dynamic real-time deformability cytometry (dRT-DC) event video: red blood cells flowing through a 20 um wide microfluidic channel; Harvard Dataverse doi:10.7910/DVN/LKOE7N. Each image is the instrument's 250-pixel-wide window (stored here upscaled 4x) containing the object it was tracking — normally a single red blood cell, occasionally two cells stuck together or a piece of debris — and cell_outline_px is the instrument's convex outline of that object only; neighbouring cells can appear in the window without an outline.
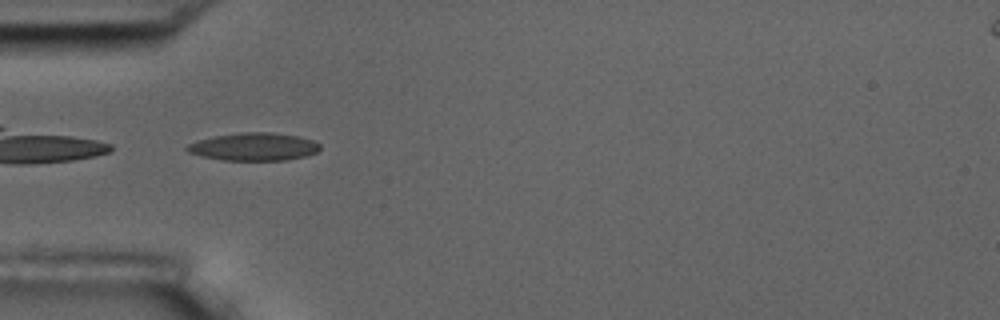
{"species": "common noctule bat (a hibernating species)", "species_latin": "Nyctalus noctula", "temperature_condition": "room temperature", "stored_images_in_passage": 2, "camera_frame_rate_fps": 3000, "um_per_image_px": 0.085, "animal": {"sex": "male", "body_mass_g": 17.5, "forearm_length_mm": 52.3}, "frame": {"image": 1, "passage_image": 1, "time_ms": 0.0, "image_size_px": [1000, 320], "cell_outline_px": [[320, 148], [316, 152], [304, 156], [288, 160], [220, 160], [200, 156], [188, 152], [184, 148], [188, 144], [196, 140], [212, 136], [240, 132], [272, 132], [296, 136], [312, 140], [320, 144]], "centroid_in_image_um": [21.51, 12.47], "position_along_channel_um": 63.5, "area_um2": 21.68}}